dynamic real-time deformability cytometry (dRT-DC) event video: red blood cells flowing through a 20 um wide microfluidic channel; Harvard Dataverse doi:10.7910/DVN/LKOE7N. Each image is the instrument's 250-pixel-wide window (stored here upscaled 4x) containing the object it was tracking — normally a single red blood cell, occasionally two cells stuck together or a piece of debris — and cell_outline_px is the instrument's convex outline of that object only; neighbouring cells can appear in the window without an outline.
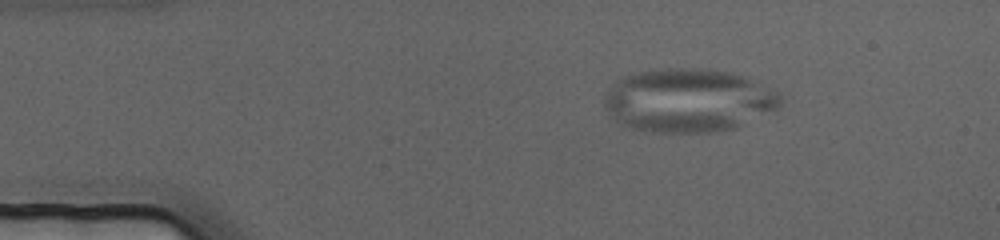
{"species": "human", "species_latin": "Homo sapiens", "temperature_condition": "cold", "stored_images_in_passage": 4, "camera_frame_rate_fps": 3000, "um_per_image_px": 0.085, "donor": {"sex": "female"}, "frame": {"image": 1, "passage_image": 2, "time_ms": 0.333, "image_size_px": [1000, 240], "cell_outline_px": [[784, 100], [776, 108], [736, 128], [716, 132], [644, 132], [620, 124], [604, 108], [604, 92], [616, 80], [624, 76], [640, 72], [660, 68], [700, 68], [728, 72], [740, 76], [776, 92]], "centroid_in_image_um": [58.42, 8.55], "position_along_channel_um": 26.6, "area_um2": 64.91}}